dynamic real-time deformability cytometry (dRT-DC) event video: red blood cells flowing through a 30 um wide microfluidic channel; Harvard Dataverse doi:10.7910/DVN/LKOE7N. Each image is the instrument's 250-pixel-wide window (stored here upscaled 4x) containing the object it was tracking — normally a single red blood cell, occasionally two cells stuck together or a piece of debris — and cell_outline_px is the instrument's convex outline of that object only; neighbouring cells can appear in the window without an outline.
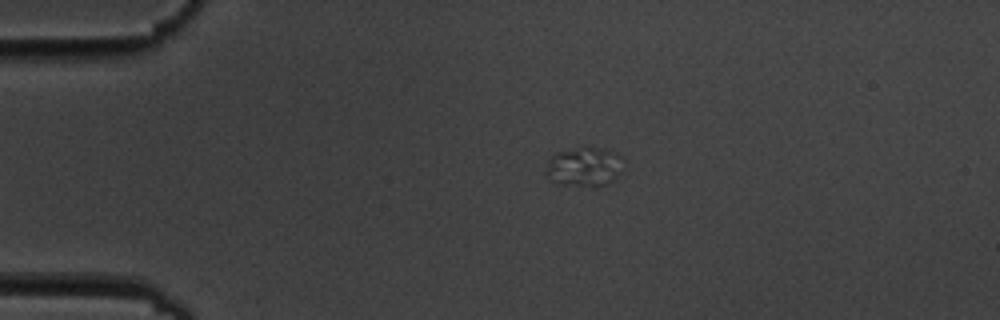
{"species": "common noctule bat (a hibernating species)", "species_latin": "Nyctalus noctula", "temperature_condition": "cold", "stored_images_in_passage": 4, "camera_frame_rate_fps": 3000, "um_per_image_px": 0.085, "animal": {"sex": "male", "body_mass_g": 19.5, "forearm_length_mm": 54.6}, "frame": {"image": 1, "passage_image": 3, "time_ms": 3.333, "image_size_px": [1000, 320], "cell_outline_px": [[620, 156], [616, 176], [612, 180], [604, 184], [560, 184], [548, 180], [544, 172], [548, 160], [556, 152], [580, 144], [604, 148], [616, 152]], "centroid_in_image_um": [49.53, 14.08], "position_along_channel_um": 35.5, "area_um2": 17.57}}